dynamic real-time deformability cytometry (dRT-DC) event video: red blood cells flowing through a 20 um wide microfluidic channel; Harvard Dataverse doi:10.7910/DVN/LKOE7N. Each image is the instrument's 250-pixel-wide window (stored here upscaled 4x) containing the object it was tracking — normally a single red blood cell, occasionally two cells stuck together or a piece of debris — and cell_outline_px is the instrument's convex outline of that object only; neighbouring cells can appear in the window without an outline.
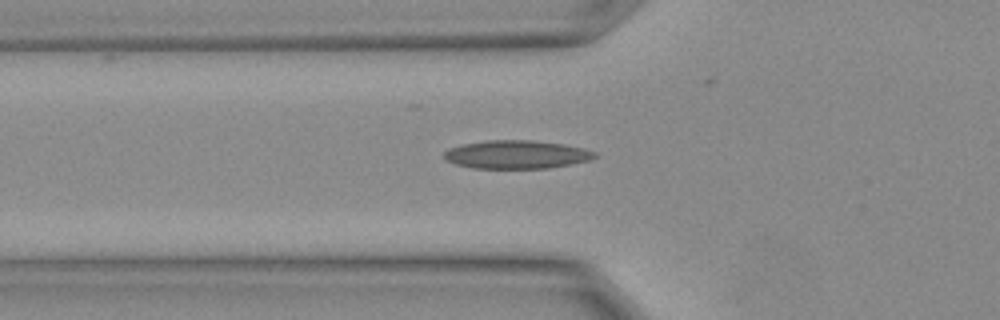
{"species": "Egyptian fruit bat (a non-hibernating species)", "species_latin": "Rousettus aegyptiacus", "temperature_condition": "warm", "stored_images_in_passage": 8, "camera_frame_rate_fps": 3000, "um_per_image_px": 0.085, "animal": {"sex": "female"}, "frame": {"image": 1, "passage_image": 4, "time_ms": 1.0, "image_size_px": [1000, 320], "cell_outline_px": [[596, 156], [592, 160], [548, 168], [472, 168], [456, 164], [444, 160], [444, 152], [448, 148], [464, 144], [488, 140], [532, 140], [564, 144], [584, 148], [596, 152]], "centroid_in_image_um": [43.91, 13.13], "position_along_channel_um": 81.9, "area_um2": 24.91}}